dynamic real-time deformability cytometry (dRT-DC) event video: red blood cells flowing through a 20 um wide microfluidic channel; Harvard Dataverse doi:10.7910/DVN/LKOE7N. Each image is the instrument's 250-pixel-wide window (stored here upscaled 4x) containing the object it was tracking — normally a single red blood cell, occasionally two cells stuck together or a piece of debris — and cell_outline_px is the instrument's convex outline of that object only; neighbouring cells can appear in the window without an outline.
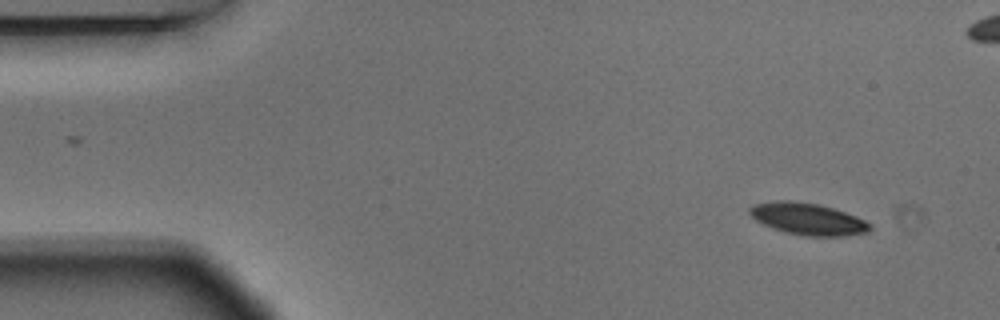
{"species": "Egyptian fruit bat (a non-hibernating species)", "species_latin": "Rousettus aegyptiacus", "temperature_condition": "warm", "stored_images_in_passage": 4, "camera_frame_rate_fps": 3000, "um_per_image_px": 0.085, "animal": {"sex": "male"}, "frame": {"image": 1, "passage_image": 1, "time_ms": 0.0, "image_size_px": [1000, 320], "cell_outline_px": [[872, 228], [868, 232], [840, 236], [804, 236], [784, 232], [772, 228], [756, 220], [748, 212], [748, 208], [752, 204], [772, 200], [792, 200], [816, 204], [832, 208], [856, 216], [872, 224]], "centroid_in_image_um": [68.63, 18.6], "position_along_channel_um": 16.4, "area_um2": 22.43}}